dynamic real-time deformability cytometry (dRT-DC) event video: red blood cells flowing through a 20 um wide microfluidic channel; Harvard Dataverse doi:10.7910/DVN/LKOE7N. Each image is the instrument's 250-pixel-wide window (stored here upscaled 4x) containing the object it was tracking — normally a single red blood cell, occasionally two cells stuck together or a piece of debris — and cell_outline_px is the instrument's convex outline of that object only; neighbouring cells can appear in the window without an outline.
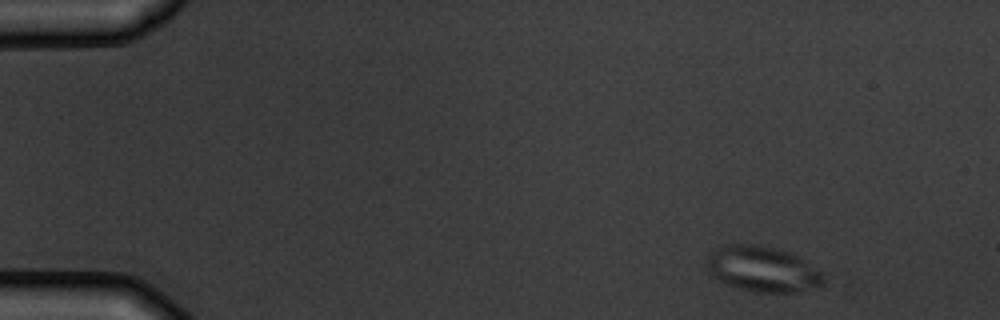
{"species": "common noctule bat (a hibernating species)", "species_latin": "Nyctalus noctula", "temperature_condition": "warm", "stored_images_in_passage": 4, "camera_frame_rate_fps": 3000, "um_per_image_px": 0.085, "animal": {"sex": "male", "body_mass_g": 19.5, "forearm_length_mm": 54.6}, "frame": {"image": 1, "passage_image": 1, "time_ms": 0.0, "image_size_px": [1000, 320], "cell_outline_px": [[824, 284], [792, 292], [756, 292], [740, 288], [716, 280], [712, 276], [704, 264], [708, 256], [716, 248], [724, 244], [752, 244], [772, 248], [788, 252], [800, 256], [824, 272]], "centroid_in_image_um": [64.8, 22.86], "position_along_channel_um": 20.2, "area_um2": 31.04}}